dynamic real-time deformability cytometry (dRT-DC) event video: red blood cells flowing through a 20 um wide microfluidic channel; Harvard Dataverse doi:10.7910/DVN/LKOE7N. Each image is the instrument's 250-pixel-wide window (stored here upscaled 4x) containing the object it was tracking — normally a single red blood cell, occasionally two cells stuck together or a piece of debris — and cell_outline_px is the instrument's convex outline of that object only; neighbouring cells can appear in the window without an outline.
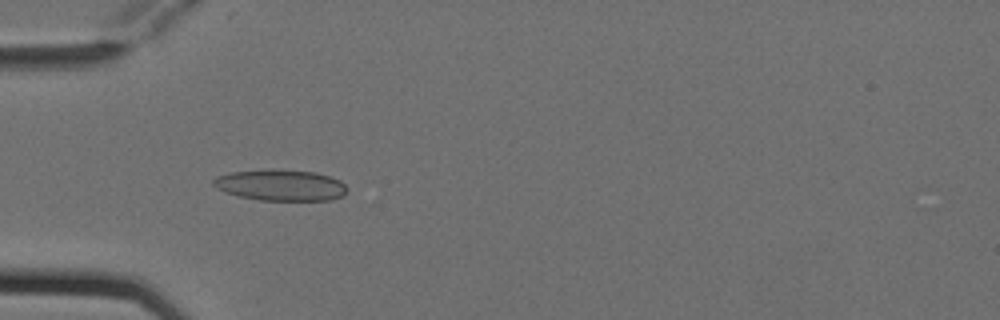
{"species": "Egyptian fruit bat (a non-hibernating species)", "species_latin": "Rousettus aegyptiacus", "temperature_condition": "cold", "stored_images_in_passage": 6, "camera_frame_rate_fps": 3000, "um_per_image_px": 0.085, "animal": {"sex": "female"}, "frame": {"image": 1, "passage_image": 4, "time_ms": 1.0, "image_size_px": [1000, 320], "cell_outline_px": [[348, 188], [340, 196], [332, 200], [260, 200], [240, 196], [224, 192], [216, 188], [212, 184], [212, 180], [216, 176], [232, 172], [272, 168], [316, 172], [340, 180]], "centroid_in_image_um": [23.82, 15.72], "position_along_channel_um": 61.2, "area_um2": 24.39}}
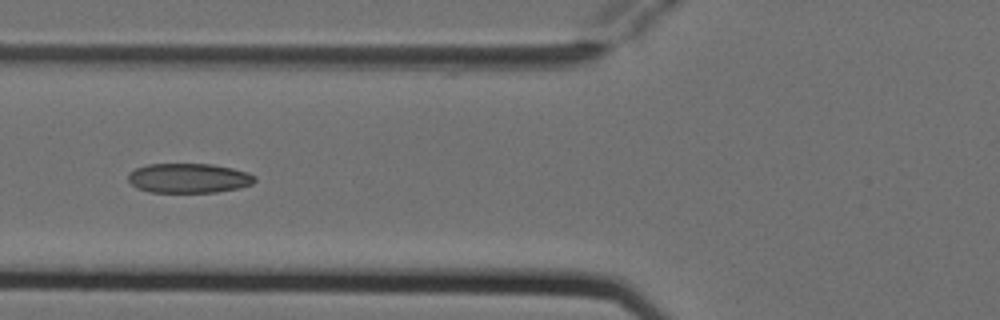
{"frame": {"image": 2, "passage_image": 5, "time_ms": 1.333, "image_size_px": [1000, 320], "cell_outline_px": [[256, 180], [252, 184], [240, 188], [216, 192], [148, 192], [136, 188], [128, 180], [128, 172], [136, 168], [148, 164], [212, 164], [232, 168], [248, 172], [256, 176]], "centroid_in_image_um": [16.04, 15.14], "position_along_channel_um": 109.8, "area_um2": 22.02}}